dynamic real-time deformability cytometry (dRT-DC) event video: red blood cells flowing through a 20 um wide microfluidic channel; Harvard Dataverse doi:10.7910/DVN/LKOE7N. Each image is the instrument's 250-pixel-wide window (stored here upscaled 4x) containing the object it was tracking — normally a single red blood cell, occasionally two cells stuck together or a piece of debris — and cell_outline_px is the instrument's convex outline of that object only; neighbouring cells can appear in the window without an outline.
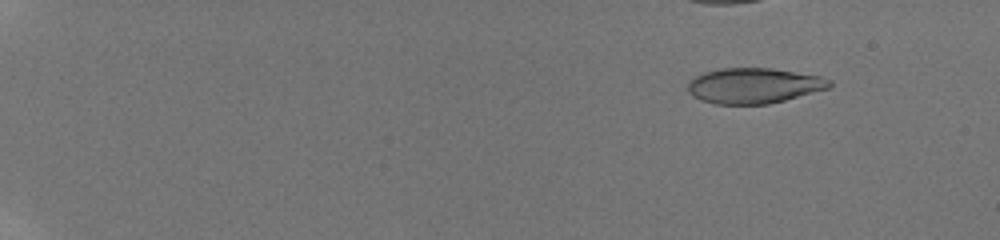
{"species": "human", "species_latin": "Homo sapiens", "temperature_condition": "room temperature", "stored_images_in_passage": 31, "camera_frame_rate_fps": 3000, "um_per_image_px": 0.085, "donor": {"sex": "male"}, "frame": {"image": 1, "passage_image": 7, "time_ms": 2.333, "image_size_px": [1000, 240], "cell_outline_px": [[832, 84], [828, 88], [784, 100], [768, 104], [716, 104], [700, 100], [692, 96], [688, 92], [688, 80], [704, 72], [720, 68], [772, 68], [820, 76], [832, 80]], "centroid_in_image_um": [64.04, 7.28], "position_along_channel_um": 21.0, "area_um2": 29.25}}